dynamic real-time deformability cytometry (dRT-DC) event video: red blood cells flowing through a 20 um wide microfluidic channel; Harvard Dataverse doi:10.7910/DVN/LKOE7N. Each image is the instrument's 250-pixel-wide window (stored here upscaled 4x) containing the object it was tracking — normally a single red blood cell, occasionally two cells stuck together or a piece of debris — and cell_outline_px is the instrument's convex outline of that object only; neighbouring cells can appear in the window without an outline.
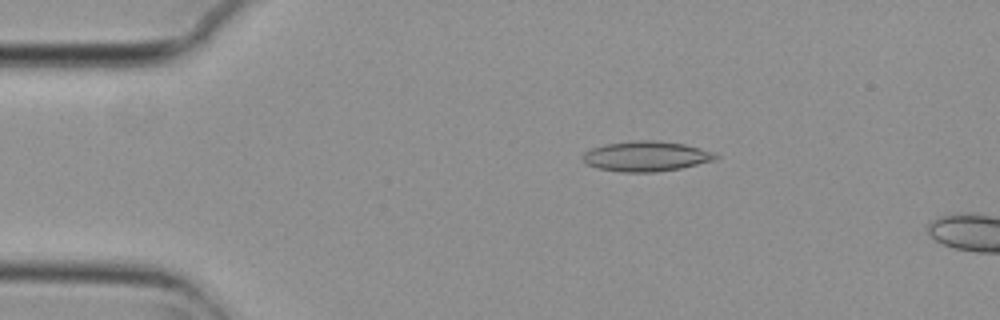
{"species": "common noctule bat (a hibernating species)", "species_latin": "Nyctalus noctula", "temperature_condition": "cold", "stored_images_in_passage": 5, "camera_frame_rate_fps": 3000, "um_per_image_px": 0.085, "animal": {"sex": "female", "body_mass_g": 29.2, "forearm_length_mm": 56.3}, "frame": {"image": 1, "passage_image": 3, "time_ms": 0.667, "image_size_px": [1000, 320], "cell_outline_px": [[720, 156], [716, 160], [680, 168], [656, 172], [624, 172], [596, 168], [588, 164], [584, 160], [584, 152], [592, 148], [608, 144], [636, 140], [656, 140], [684, 144], [716, 152]], "centroid_in_image_um": [54.99, 13.28], "position_along_channel_um": 30.0, "area_um2": 23.24}}